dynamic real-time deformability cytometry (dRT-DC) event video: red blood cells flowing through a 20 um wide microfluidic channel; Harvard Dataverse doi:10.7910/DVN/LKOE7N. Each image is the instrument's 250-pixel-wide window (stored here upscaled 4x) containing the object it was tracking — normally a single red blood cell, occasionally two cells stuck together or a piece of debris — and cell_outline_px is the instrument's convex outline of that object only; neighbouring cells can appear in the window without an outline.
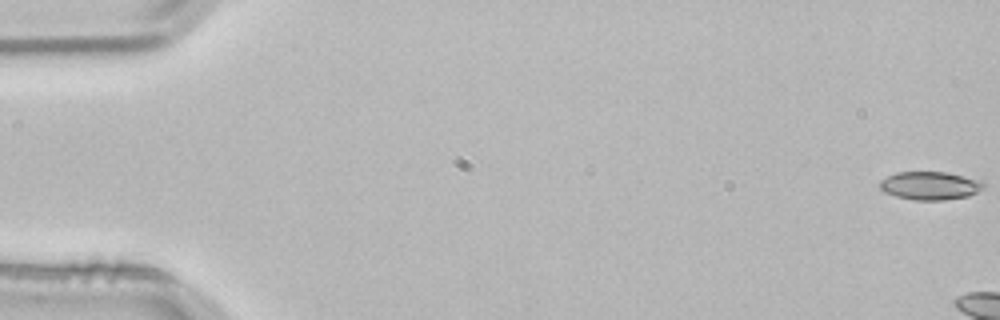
{"species": "common noctule bat (a hibernating species)", "species_latin": "Nyctalus noctula", "temperature_condition": "room temperature", "stored_images_in_passage": 4, "camera_frame_rate_fps": 3000, "um_per_image_px": 0.085, "animal": {"sex": "male", "body_mass_g": 21.5, "forearm_length_mm": 52.0}, "frame": {"image": 1, "passage_image": 1, "time_ms": 0.0, "image_size_px": [1000, 320], "cell_outline_px": [[984, 188], [968, 196], [944, 200], [912, 200], [896, 196], [884, 192], [880, 188], [880, 180], [896, 172], [948, 172], [984, 180]], "centroid_in_image_um": [79.08, 15.77], "position_along_channel_um": 5.9, "area_um2": 17.22}}